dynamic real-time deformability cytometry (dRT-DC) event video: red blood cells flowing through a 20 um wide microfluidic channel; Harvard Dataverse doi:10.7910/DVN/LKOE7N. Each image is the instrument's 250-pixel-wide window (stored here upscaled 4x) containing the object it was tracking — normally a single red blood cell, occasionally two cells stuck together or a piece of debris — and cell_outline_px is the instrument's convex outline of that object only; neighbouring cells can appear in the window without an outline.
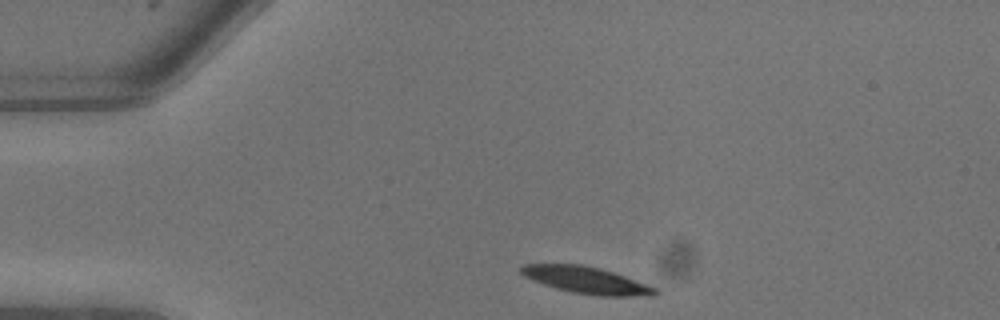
{"species": "common noctule bat (a hibernating species)", "species_latin": "Nyctalus noctula", "temperature_condition": "warm", "stored_images_in_passage": 3, "camera_frame_rate_fps": 3000, "um_per_image_px": 0.085, "animal": {"sex": "male", "body_mass_g": 13.3}, "frame": {"image": 1, "passage_image": 1, "time_ms": 0.0, "image_size_px": [1000, 320], "cell_outline_px": [[660, 292], [652, 296], [600, 296], [572, 292], [556, 288], [544, 284], [524, 276], [520, 272], [520, 268], [524, 264], [584, 264], [600, 268], [624, 276], [656, 288]], "centroid_in_image_um": [49.85, 23.81], "position_along_channel_um": 35.1, "area_um2": 20.75}}